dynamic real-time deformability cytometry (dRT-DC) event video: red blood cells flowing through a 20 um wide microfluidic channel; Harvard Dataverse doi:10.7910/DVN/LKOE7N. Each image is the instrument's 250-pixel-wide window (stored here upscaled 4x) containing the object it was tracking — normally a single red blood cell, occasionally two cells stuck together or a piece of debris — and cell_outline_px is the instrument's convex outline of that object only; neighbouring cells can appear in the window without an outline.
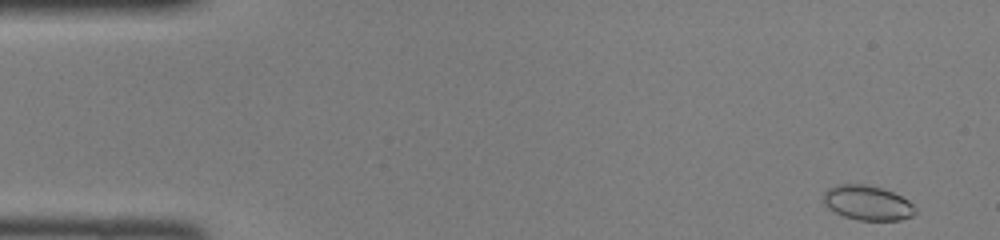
{"species": "common noctule bat (a hibernating species)", "species_latin": "Nyctalus noctula", "temperature_condition": "room temperature", "stored_images_in_passage": 45, "camera_frame_rate_fps": 3000, "um_per_image_px": 0.085, "animal": {"sex": "female", "body_mass_g": 22.0, "forearm_length_mm": 56.7}, "frame": {"image": 1, "passage_image": 1, "time_ms": 0.0, "image_size_px": [1000, 240], "cell_outline_px": [[916, 212], [912, 216], [900, 220], [856, 220], [844, 216], [828, 208], [824, 204], [824, 192], [828, 188], [836, 184], [864, 184], [880, 188], [892, 192], [908, 200], [916, 208]], "centroid_in_image_um": [73.72, 17.24], "position_along_channel_um": 11.3, "area_um2": 18.5}}
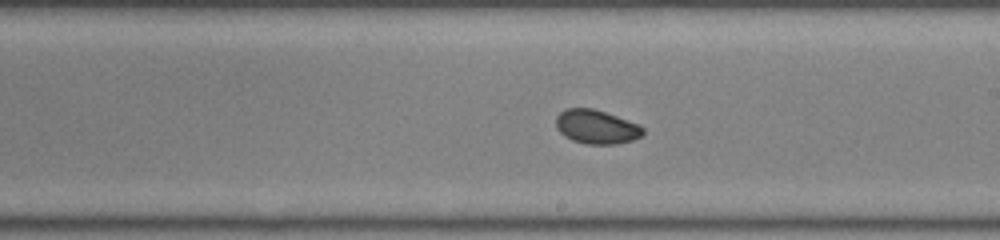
{"frame": {"image": 2, "passage_image": 25, "time_ms": 8.0, "image_size_px": [1000, 240], "cell_outline_px": [[644, 136], [632, 140], [616, 144], [584, 144], [572, 140], [564, 136], [556, 128], [556, 116], [560, 112], [568, 108], [592, 108], [640, 124], [644, 128]], "centroid_in_image_um": [50.71, 10.79], "position_along_channel_um": 238.3, "area_um2": 17.34}}
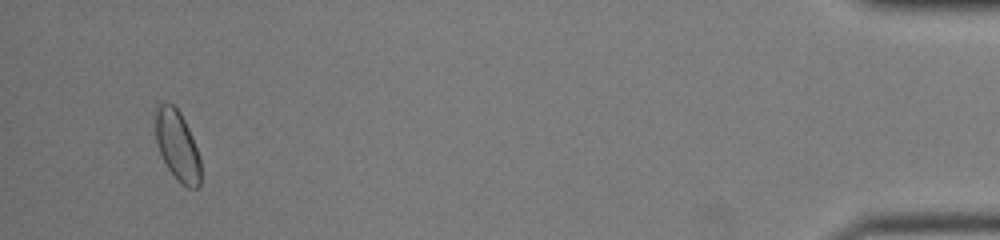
{"frame": {"image": 3, "passage_image": 43, "time_ms": 14.0, "image_size_px": [1000, 240], "cell_outline_px": [[200, 184], [196, 188], [188, 188], [180, 184], [176, 180], [168, 168], [156, 144], [156, 108], [160, 104], [172, 104], [180, 112], [188, 128], [196, 148], [200, 160]], "centroid_in_image_um": [15.07, 12.42], "position_along_channel_um": 420.1, "area_um2": 18.15}}